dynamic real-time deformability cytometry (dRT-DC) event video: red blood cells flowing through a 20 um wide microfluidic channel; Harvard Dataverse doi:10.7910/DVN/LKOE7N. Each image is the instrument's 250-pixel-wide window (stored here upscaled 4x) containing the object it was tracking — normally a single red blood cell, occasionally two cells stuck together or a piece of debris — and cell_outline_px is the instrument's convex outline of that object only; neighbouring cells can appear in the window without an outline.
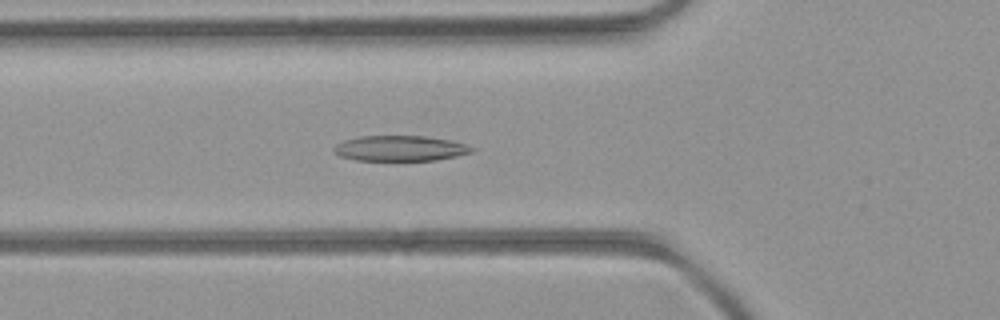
{"species": "common noctule bat (a hibernating species)", "species_latin": "Nyctalus noctula", "temperature_condition": "room temperature", "stored_images_in_passage": 50, "camera_frame_rate_fps": 3000, "um_per_image_px": 0.085, "animal": {"sex": "female", "body_mass_g": 21.9}, "frame": {"image": 1, "passage_image": 17, "time_ms": 5.333, "image_size_px": [1000, 320], "cell_outline_px": [[476, 148], [472, 152], [456, 156], [436, 160], [356, 160], [340, 156], [332, 152], [332, 148], [336, 144], [344, 140], [360, 136], [424, 136], [448, 140], [464, 144]], "centroid_in_image_um": [33.96, 12.61], "position_along_channel_um": 91.8, "area_um2": 20.35}}
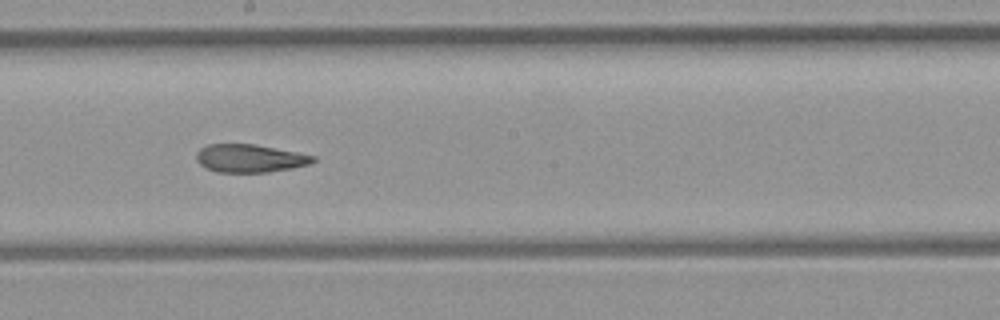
{"frame": {"image": 2, "passage_image": 27, "time_ms": 8.667, "image_size_px": [1000, 320], "cell_outline_px": [[316, 160], [308, 164], [292, 168], [268, 172], [216, 172], [204, 168], [196, 160], [196, 152], [200, 148], [208, 144], [256, 144], [316, 156]], "centroid_in_image_um": [21.2, 13.45], "position_along_channel_um": 227.0, "area_um2": 19.13}}
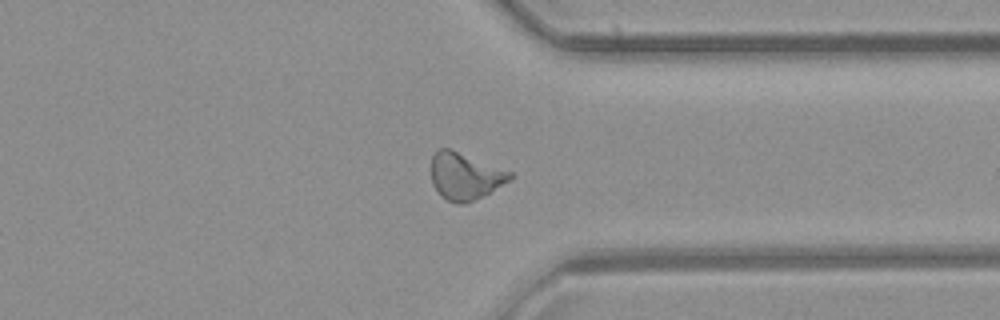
{"frame": {"image": 3, "passage_image": 38, "time_ms": 12.333, "image_size_px": [1000, 320], "cell_outline_px": [[512, 176], [508, 180], [488, 192], [464, 204], [460, 204], [448, 200], [432, 184], [432, 156], [440, 148], [452, 148], [512, 172]], "centroid_in_image_um": [39.5, 14.92], "position_along_channel_um": 371.9, "area_um2": 20.98}, "authors_computed_cell_mechanics": {"area_um2": 21.0681, "velocity_mm_per_s": 4.0356, "shape_relaxation_time_tau1_ms": 9.5748, "shape_relaxation_time_tau2_ms": 3.1697, "deformation_change_tau1": 0.2484, "deformation_change_tau2": 0.1221}}